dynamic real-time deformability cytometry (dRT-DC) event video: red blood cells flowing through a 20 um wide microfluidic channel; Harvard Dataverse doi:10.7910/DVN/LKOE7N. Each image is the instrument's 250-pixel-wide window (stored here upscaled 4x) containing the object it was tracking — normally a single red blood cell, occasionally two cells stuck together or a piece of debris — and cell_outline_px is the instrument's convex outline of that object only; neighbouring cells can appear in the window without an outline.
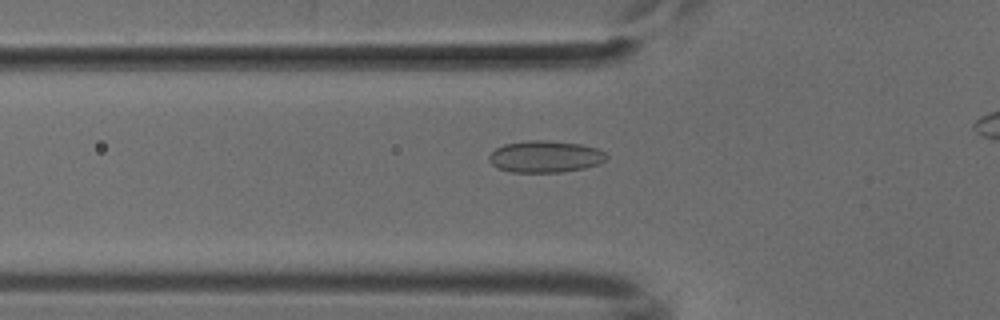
{"species": "common noctule bat (a hibernating species)", "species_latin": "Nyctalus noctula", "temperature_condition": "cold", "stored_images_in_passage": 38, "camera_frame_rate_fps": 3000, "um_per_image_px": 0.085, "animal": {"sex": "male", "body_mass_g": 18.8}, "frame": {"image": 1, "passage_image": 15, "time_ms": 4.667, "image_size_px": [1000, 320], "cell_outline_px": [[608, 156], [600, 164], [584, 168], [560, 172], [512, 172], [496, 168], [488, 160], [488, 156], [496, 148], [504, 144], [532, 140], [548, 140], [580, 144], [596, 148], [604, 152]], "centroid_in_image_um": [46.33, 13.31], "position_along_channel_um": 79.5, "area_um2": 21.73}}
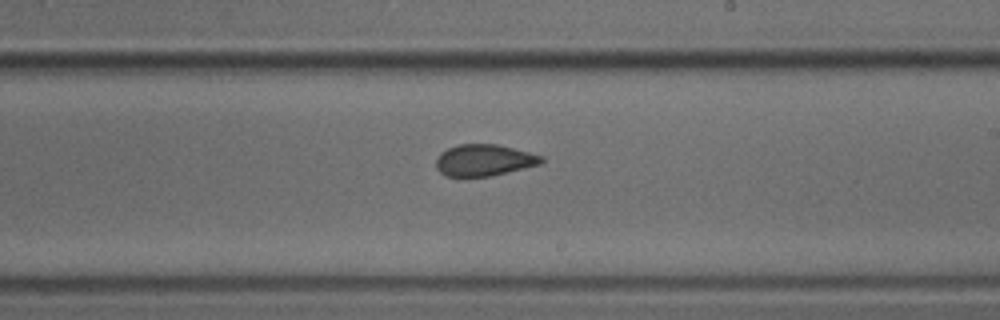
{"frame": {"image": 2, "passage_image": 28, "time_ms": 9.0, "image_size_px": [1000, 320], "cell_outline_px": [[544, 160], [540, 164], [492, 176], [444, 176], [436, 168], [436, 160], [440, 152], [448, 148], [460, 144], [496, 144], [544, 156]], "centroid_in_image_um": [41.13, 13.62], "position_along_channel_um": 247.9, "area_um2": 19.31}}
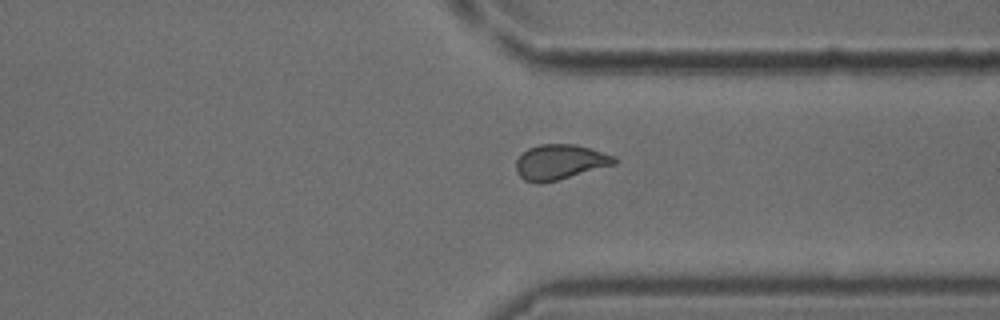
{"frame": {"image": 3, "passage_image": 37, "time_ms": 12.0, "image_size_px": [1000, 320], "cell_outline_px": [[616, 164], [556, 180], [540, 184], [536, 184], [524, 180], [516, 172], [516, 160], [528, 148], [540, 144], [576, 144], [616, 156]], "centroid_in_image_um": [47.58, 13.77], "position_along_channel_um": 363.8, "area_um2": 20.06}}